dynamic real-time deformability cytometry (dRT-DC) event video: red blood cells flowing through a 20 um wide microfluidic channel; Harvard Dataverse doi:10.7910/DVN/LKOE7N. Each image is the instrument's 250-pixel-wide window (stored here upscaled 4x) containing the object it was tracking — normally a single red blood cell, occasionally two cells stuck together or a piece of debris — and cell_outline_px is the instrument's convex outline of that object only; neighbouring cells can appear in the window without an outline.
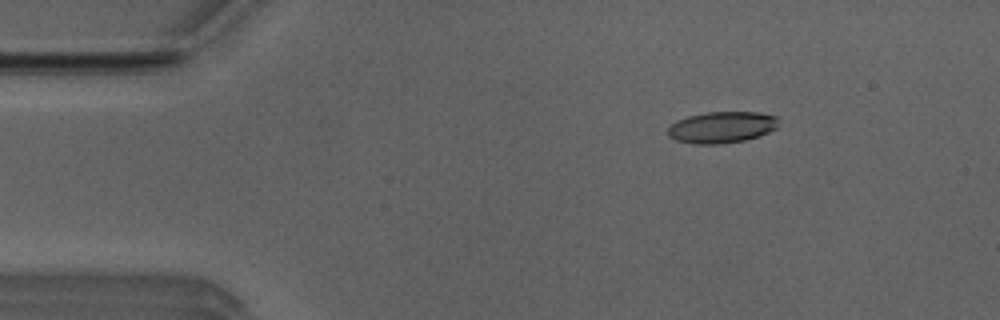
{"species": "Egyptian fruit bat (a non-hibernating species)", "species_latin": "Rousettus aegyptiacus", "temperature_condition": "room temperature", "stored_images_in_passage": 52, "camera_frame_rate_fps": 3000, "um_per_image_px": 0.085, "animal": {"sex": "male"}, "frame": {"image": 1, "passage_image": 8, "time_ms": 2.333, "image_size_px": [1000, 320], "cell_outline_px": [[776, 128], [760, 136], [744, 140], [720, 144], [696, 144], [676, 140], [668, 136], [668, 128], [676, 120], [688, 116], [708, 112], [760, 112], [776, 116]], "centroid_in_image_um": [61.33, 10.82], "position_along_channel_um": 23.7, "area_um2": 20.17}}
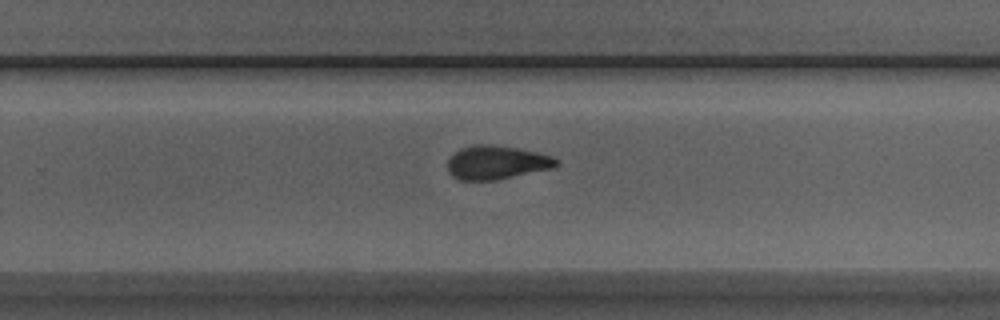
{"frame": {"image": 2, "passage_image": 33, "time_ms": 10.667, "image_size_px": [1000, 320], "cell_outline_px": [[560, 164], [556, 168], [496, 180], [460, 180], [452, 176], [448, 172], [448, 160], [460, 148], [476, 144], [488, 144], [516, 148], [536, 152], [552, 156], [560, 160]], "centroid_in_image_um": [42.26, 13.82], "position_along_channel_um": 287.5, "area_um2": 21.5}}
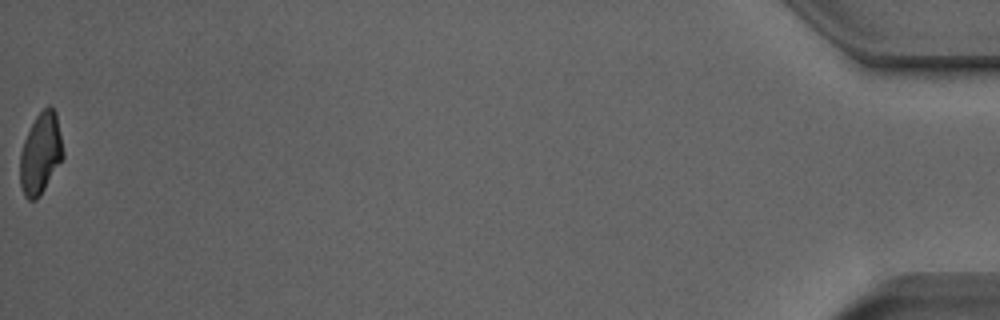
{"frame": {"image": 3, "passage_image": 52, "time_ms": 17.0, "image_size_px": [1000, 320], "cell_outline_px": [[64, 156], [40, 196], [36, 200], [28, 200], [24, 196], [20, 184], [20, 152], [24, 140], [36, 116], [48, 104], [56, 112], [64, 152]], "centroid_in_image_um": [3.45, 13.06], "position_along_channel_um": 431.8, "area_um2": 20.29}, "authors_computed_cell_mechanics": {"area_um2": 21.0392, "velocity_mm_per_s": 3.9906, "shape_relaxation_time_tau1_ms": 3.6939, "shape_relaxation_time_tau2_ms": 3.7642, "deformation_change_tau1": 0.1458, "deformation_change_tau2": 0.0856}}